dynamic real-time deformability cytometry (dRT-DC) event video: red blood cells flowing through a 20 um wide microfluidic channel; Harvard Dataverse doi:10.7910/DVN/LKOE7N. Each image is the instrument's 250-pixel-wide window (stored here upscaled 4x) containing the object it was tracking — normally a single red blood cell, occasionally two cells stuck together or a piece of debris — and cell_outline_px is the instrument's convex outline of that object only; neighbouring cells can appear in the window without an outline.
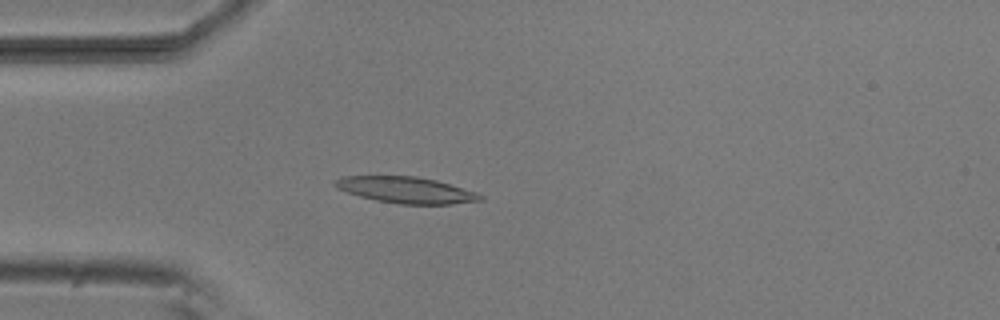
{"species": "common noctule bat (a hibernating species)", "species_latin": "Nyctalus noctula", "temperature_condition": "room temperature", "stored_images_in_passage": 41, "camera_frame_rate_fps": 3000, "um_per_image_px": 0.085, "animal": {"sex": "male", "body_mass_g": 20.5, "forearm_length_mm": 52.5}, "frame": {"image": 1, "passage_image": 3, "time_ms": 0.667, "image_size_px": [1000, 320], "cell_outline_px": [[484, 200], [452, 204], [400, 204], [376, 200], [360, 196], [336, 188], [332, 184], [332, 180], [344, 176], [416, 176], [436, 180], [476, 192], [484, 196]], "centroid_in_image_um": [34.5, 16.15], "position_along_channel_um": 50.5, "area_um2": 22.25}}
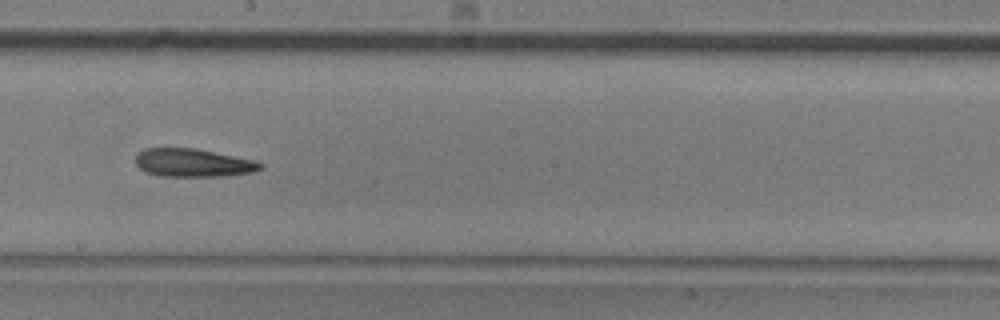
{"frame": {"image": 2, "passage_image": 18, "time_ms": 5.667, "image_size_px": [1000, 320], "cell_outline_px": [[264, 168], [256, 172], [220, 176], [160, 176], [144, 172], [136, 164], [136, 156], [144, 148], [196, 148], [256, 160], [264, 164]], "centroid_in_image_um": [16.46, 13.84], "position_along_channel_um": 231.7, "area_um2": 20.69}}
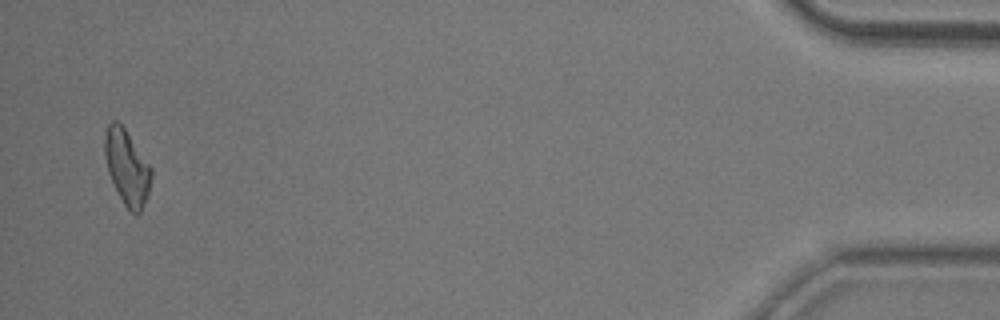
{"frame": {"image": 3, "passage_image": 40, "time_ms": 13.0, "image_size_px": [1000, 320], "cell_outline_px": [[152, 176], [148, 196], [140, 212], [136, 216], [124, 204], [108, 172], [104, 156], [104, 136], [108, 124], [112, 120], [116, 120], [124, 128], [152, 168]], "centroid_in_image_um": [10.79, 14.21], "position_along_channel_um": 424.4, "area_um2": 20.17}, "authors_computed_cell_mechanics": {"area_um2": 20.6924, "velocity_mm_per_s": 3.8037, "shape_relaxation_time_tau1_ms": null, "shape_relaxation_time_tau2_ms": 8.7418, "deformation_change_tau1": null, "deformation_change_tau2": 0.2556}}